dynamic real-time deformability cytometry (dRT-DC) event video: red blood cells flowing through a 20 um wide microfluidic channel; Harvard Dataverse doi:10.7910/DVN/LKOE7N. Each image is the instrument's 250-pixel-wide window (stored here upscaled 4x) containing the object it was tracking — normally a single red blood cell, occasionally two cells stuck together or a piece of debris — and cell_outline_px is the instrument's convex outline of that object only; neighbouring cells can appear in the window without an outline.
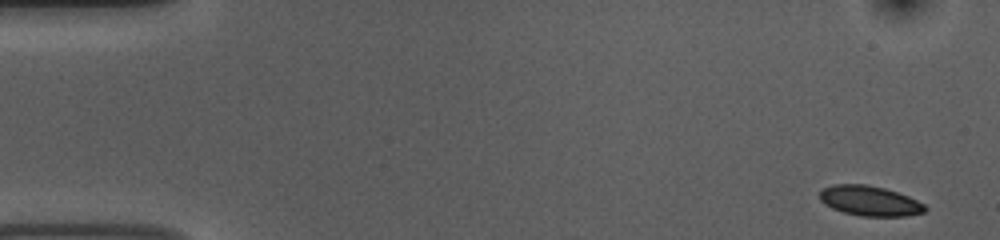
{"species": "common noctule bat (a hibernating species)", "species_latin": "Nyctalus noctula", "temperature_condition": "room temperature", "stored_images_in_passage": 52, "camera_frame_rate_fps": 3000, "um_per_image_px": 0.085, "animal": {"sex": "female", "body_mass_g": 10.0, "forearm_length_mm": 53.1}, "frame": {"image": 1, "passage_image": 1, "time_ms": 0.0, "image_size_px": [1000, 240], "cell_outline_px": [[928, 208], [924, 212], [908, 216], [860, 216], [844, 212], [832, 208], [824, 204], [820, 200], [820, 192], [824, 188], [832, 184], [868, 184], [884, 188], [908, 196], [924, 204]], "centroid_in_image_um": [73.93, 17.07], "position_along_channel_um": 11.1, "area_um2": 18.44}}
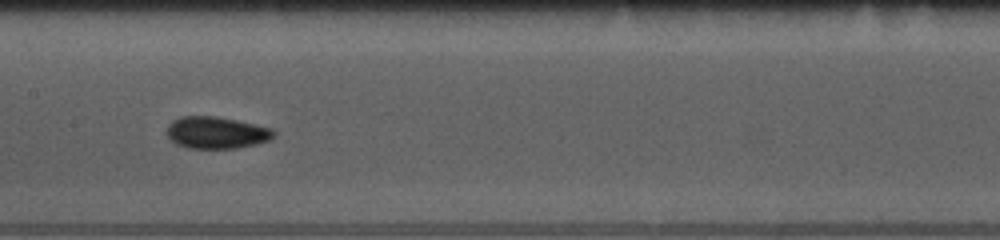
{"frame": {"image": 2, "passage_image": 25, "time_ms": 8.0, "image_size_px": [1000, 240], "cell_outline_px": [[276, 132], [272, 140], [256, 144], [236, 148], [188, 148], [176, 144], [164, 132], [168, 124], [172, 120], [180, 116], [212, 116], [236, 120], [256, 124], [272, 128]], "centroid_in_image_um": [18.39, 11.27], "position_along_channel_um": 189.0, "area_um2": 20.11}}
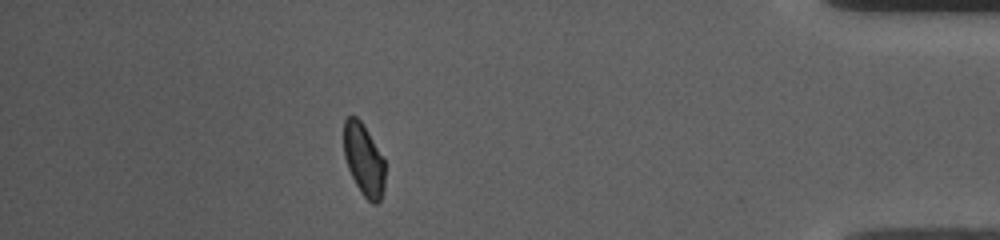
{"frame": {"image": 3, "passage_image": 46, "time_ms": 15.0, "image_size_px": [1000, 240], "cell_outline_px": [[384, 192], [380, 200], [376, 204], [372, 204], [360, 192], [348, 168], [344, 156], [344, 120], [348, 116], [356, 116], [360, 120], [368, 132], [384, 160]], "centroid_in_image_um": [30.91, 13.6], "position_along_channel_um": 404.3, "area_um2": 17.17}, "authors_computed_cell_mechanics": {"area_um2": 18.4671, "velocity_mm_per_s": 3.7234, "shape_relaxation_time_tau1_ms": 6.112, "shape_relaxation_time_tau2_ms": 3.018, "deformation_change_tau1": 0.1073, "deformation_change_tau2": 0.0649}}